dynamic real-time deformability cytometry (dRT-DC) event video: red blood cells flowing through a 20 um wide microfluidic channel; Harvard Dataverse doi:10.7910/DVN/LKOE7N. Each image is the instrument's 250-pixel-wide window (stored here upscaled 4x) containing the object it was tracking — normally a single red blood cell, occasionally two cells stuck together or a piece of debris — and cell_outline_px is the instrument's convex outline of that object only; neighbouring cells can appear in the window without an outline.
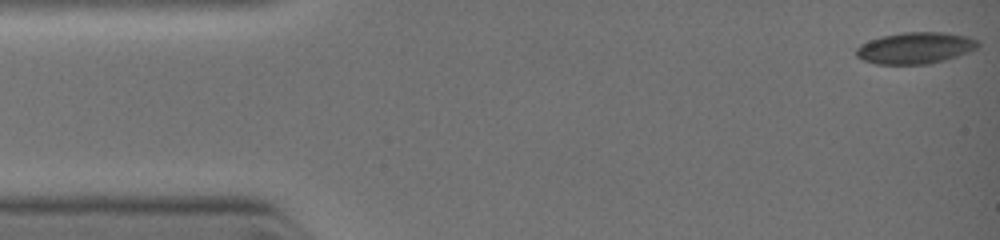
{"species": "common noctule bat (a hibernating species)", "species_latin": "Nyctalus noctula", "temperature_condition": "warm", "stored_images_in_passage": 14, "camera_frame_rate_fps": 3000, "um_per_image_px": 0.085, "animal": {"sex": "female", "body_mass_g": 19.0, "forearm_length_mm": 51.5}, "frame": {"image": 1, "passage_image": 1, "time_ms": 0.0, "image_size_px": [1000, 240], "cell_outline_px": [[980, 44], [976, 48], [968, 52], [944, 60], [928, 64], [876, 64], [864, 60], [856, 56], [856, 48], [860, 44], [868, 40], [880, 36], [904, 32], [944, 32], [968, 36], [976, 40]], "centroid_in_image_um": [77.77, 4.07], "position_along_channel_um": 7.2, "area_um2": 22.37}}
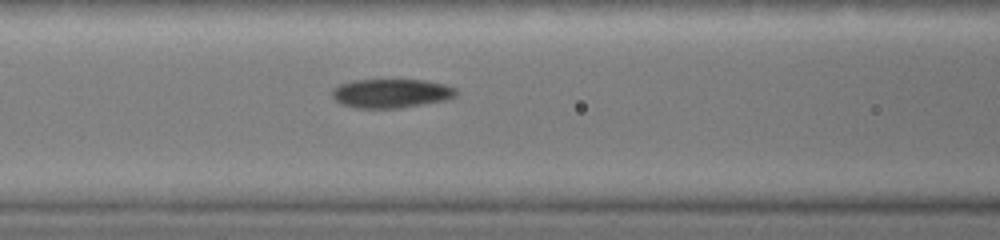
{"frame": {"image": 2, "passage_image": 12, "time_ms": 4.333, "image_size_px": [1000, 240], "cell_outline_px": [[456, 96], [448, 100], [400, 108], [356, 108], [340, 104], [332, 96], [332, 88], [340, 84], [352, 80], [424, 80], [444, 84], [456, 88]], "centroid_in_image_um": [33.24, 7.94], "position_along_channel_um": 133.4, "area_um2": 21.1}}
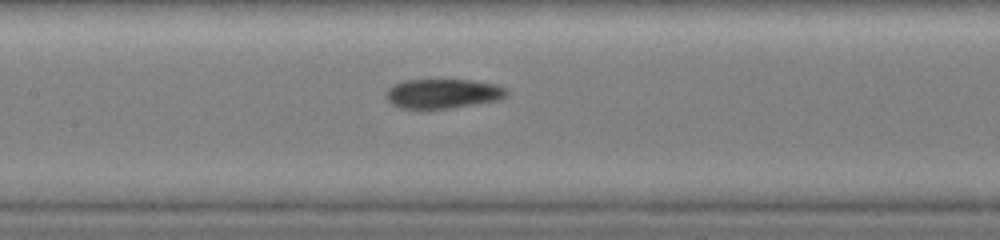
{"frame": {"image": 3, "passage_image": 14, "time_ms": 5.0, "image_size_px": [1000, 240], "cell_outline_px": [[508, 96], [500, 100], [452, 108], [400, 108], [392, 104], [388, 100], [388, 88], [404, 80], [472, 80], [496, 84], [508, 88]], "centroid_in_image_um": [37.74, 7.95], "position_along_channel_um": 169.7, "area_um2": 20.69}}